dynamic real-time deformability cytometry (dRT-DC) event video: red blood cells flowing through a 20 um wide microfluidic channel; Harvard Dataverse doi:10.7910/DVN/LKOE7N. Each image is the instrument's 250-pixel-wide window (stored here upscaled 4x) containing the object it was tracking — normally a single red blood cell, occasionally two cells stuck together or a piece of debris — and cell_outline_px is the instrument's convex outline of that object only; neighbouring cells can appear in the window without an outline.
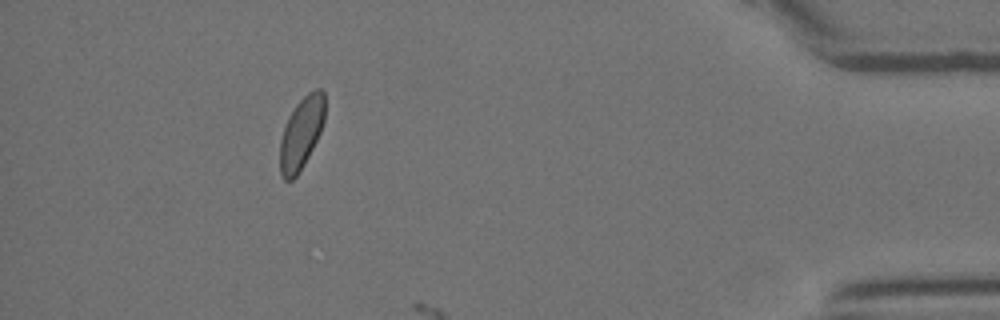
{"species": "Egyptian fruit bat (a non-hibernating species)", "species_latin": "Rousettus aegyptiacus", "temperature_condition": "room temperature", "stored_images_in_passage": 48, "camera_frame_rate_fps": 3000, "um_per_image_px": 0.085, "animal": {"sex": "female"}, "frame": {"image": 1, "passage_image": 43, "time_ms": 14.0, "image_size_px": [1000, 320], "cell_outline_px": [[324, 120], [320, 132], [304, 164], [296, 176], [292, 180], [284, 180], [280, 176], [280, 140], [288, 116], [296, 104], [308, 92], [316, 88], [320, 88], [324, 92]], "centroid_in_image_um": [25.6, 11.31], "position_along_channel_um": 409.6, "area_um2": 18.67}}